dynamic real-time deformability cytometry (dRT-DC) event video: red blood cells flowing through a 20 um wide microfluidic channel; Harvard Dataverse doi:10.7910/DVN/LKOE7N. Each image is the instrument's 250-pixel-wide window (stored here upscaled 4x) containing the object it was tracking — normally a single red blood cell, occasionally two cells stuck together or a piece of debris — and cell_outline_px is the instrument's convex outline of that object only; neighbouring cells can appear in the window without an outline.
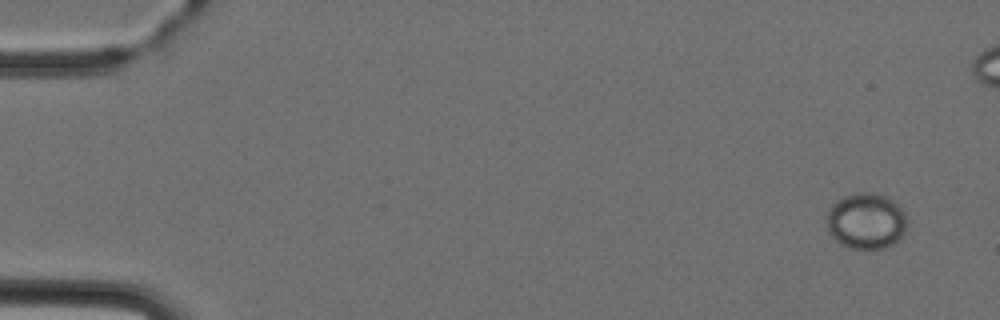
{"species": "Egyptian fruit bat (a non-hibernating species)", "species_latin": "Rousettus aegyptiacus", "temperature_condition": "cold", "stored_images_in_passage": 5, "camera_frame_rate_fps": 3000, "um_per_image_px": 0.085, "animal": {"sex": "female"}, "frame": {"image": 1, "passage_image": 1, "time_ms": 0.0, "image_size_px": [1000, 320], "cell_outline_px": [[908, 220], [904, 232], [892, 244], [884, 248], [848, 248], [840, 244], [828, 232], [828, 212], [832, 204], [836, 200], [844, 196], [856, 192], [876, 192], [896, 200], [904, 212]], "centroid_in_image_um": [73.64, 18.75], "position_along_channel_um": 11.4, "area_um2": 26.41}}